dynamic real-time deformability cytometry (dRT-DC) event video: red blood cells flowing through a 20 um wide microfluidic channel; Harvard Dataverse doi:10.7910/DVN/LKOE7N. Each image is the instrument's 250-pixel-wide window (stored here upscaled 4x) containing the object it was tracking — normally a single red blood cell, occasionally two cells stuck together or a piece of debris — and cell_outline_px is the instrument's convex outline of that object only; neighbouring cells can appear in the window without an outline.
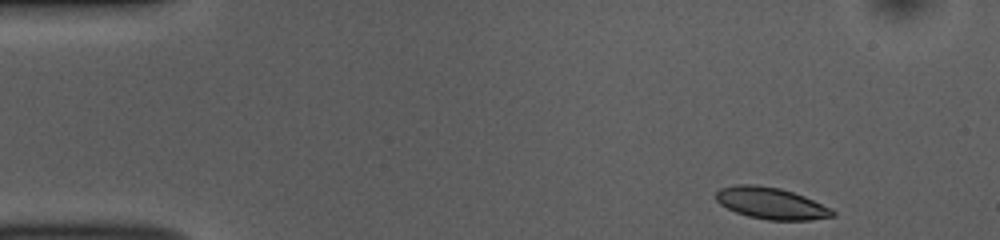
{"species": "common noctule bat (a hibernating species)", "species_latin": "Nyctalus noctula", "temperature_condition": "room temperature", "stored_images_in_passage": 47, "camera_frame_rate_fps": 3000, "um_per_image_px": 0.085, "animal": {"sex": "female", "body_mass_g": 10.0, "forearm_length_mm": 53.1}, "frame": {"image": 1, "passage_image": 1, "time_ms": 0.0, "image_size_px": [1000, 240], "cell_outline_px": [[836, 216], [812, 220], [768, 220], [748, 216], [736, 212], [720, 204], [716, 200], [716, 192], [720, 188], [740, 184], [756, 184], [780, 188], [804, 196], [836, 212]], "centroid_in_image_um": [65.53, 17.28], "position_along_channel_um": 19.5, "area_um2": 21.33}}
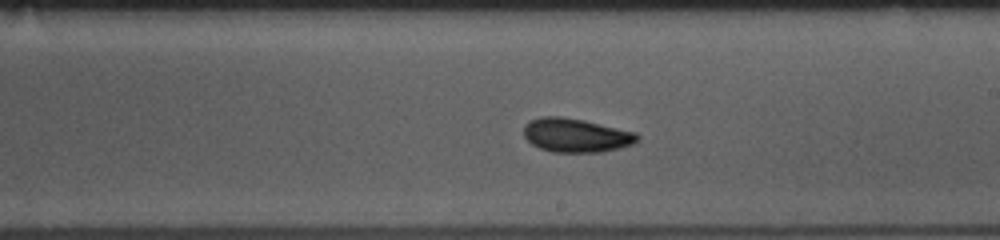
{"frame": {"image": 2, "passage_image": 25, "time_ms": 8.0, "image_size_px": [1000, 240], "cell_outline_px": [[640, 140], [632, 144], [620, 148], [600, 152], [552, 152], [540, 148], [532, 144], [524, 136], [524, 124], [528, 120], [540, 116], [560, 116], [584, 120], [636, 132], [640, 136]], "centroid_in_image_um": [48.96, 11.49], "position_along_channel_um": 240.0, "area_um2": 22.6}}
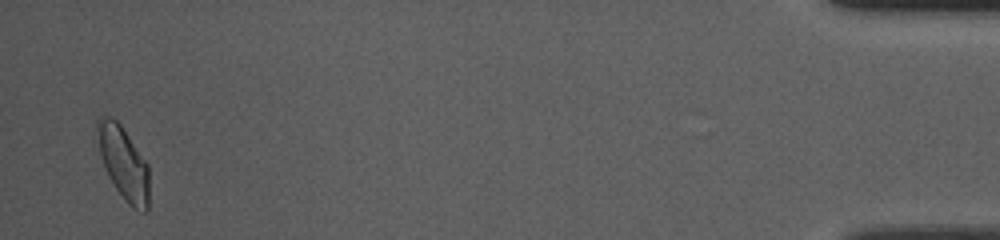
{"frame": {"image": 3, "passage_image": 46, "time_ms": 15.0, "image_size_px": [1000, 240], "cell_outline_px": [[148, 208], [144, 212], [132, 208], [124, 200], [116, 188], [104, 164], [100, 152], [96, 124], [96, 120], [100, 116], [112, 116], [120, 124], [148, 164]], "centroid_in_image_um": [10.51, 13.84], "position_along_channel_um": 424.7, "area_um2": 21.56}, "authors_computed_cell_mechanics": {"area_um2": 21.5016, "velocity_mm_per_s": 3.8344, "shape_relaxation_time_tau1_ms": 3.6355, "shape_relaxation_time_tau2_ms": 3.2538, "deformation_change_tau1": 0.11, "deformation_change_tau2": 0.0867}}